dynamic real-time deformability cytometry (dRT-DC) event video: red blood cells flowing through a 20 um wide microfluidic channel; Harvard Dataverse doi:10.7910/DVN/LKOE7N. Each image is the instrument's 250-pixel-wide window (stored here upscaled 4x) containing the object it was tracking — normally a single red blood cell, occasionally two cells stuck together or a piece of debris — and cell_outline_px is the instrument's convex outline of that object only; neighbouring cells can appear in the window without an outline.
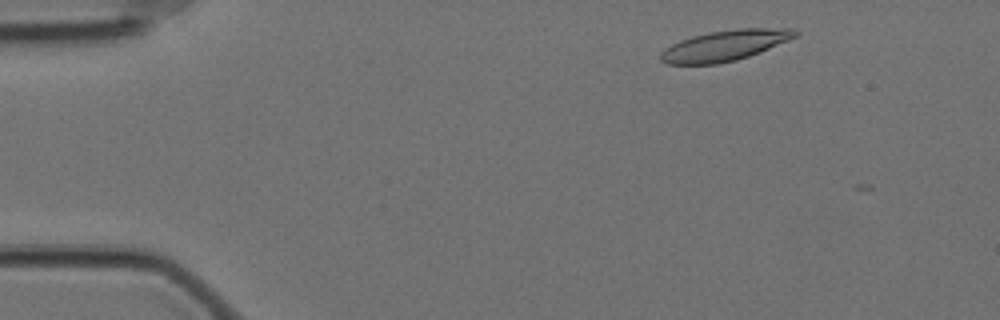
{"species": "Egyptian fruit bat (a non-hibernating species)", "species_latin": "Rousettus aegyptiacus", "temperature_condition": "cold", "stored_images_in_passage": 4, "camera_frame_rate_fps": 3000, "um_per_image_px": 0.085, "animal": {"sex": "female"}, "frame": {"image": 1, "passage_image": 3, "time_ms": 0.667, "image_size_px": [1000, 320], "cell_outline_px": [[800, 36], [760, 52], [736, 60], [716, 64], [668, 64], [660, 60], [660, 52], [664, 48], [680, 40], [692, 36], [712, 32], [740, 28], [792, 28], [800, 32]], "centroid_in_image_um": [61.65, 3.86], "position_along_channel_um": 23.3, "area_um2": 24.1}}